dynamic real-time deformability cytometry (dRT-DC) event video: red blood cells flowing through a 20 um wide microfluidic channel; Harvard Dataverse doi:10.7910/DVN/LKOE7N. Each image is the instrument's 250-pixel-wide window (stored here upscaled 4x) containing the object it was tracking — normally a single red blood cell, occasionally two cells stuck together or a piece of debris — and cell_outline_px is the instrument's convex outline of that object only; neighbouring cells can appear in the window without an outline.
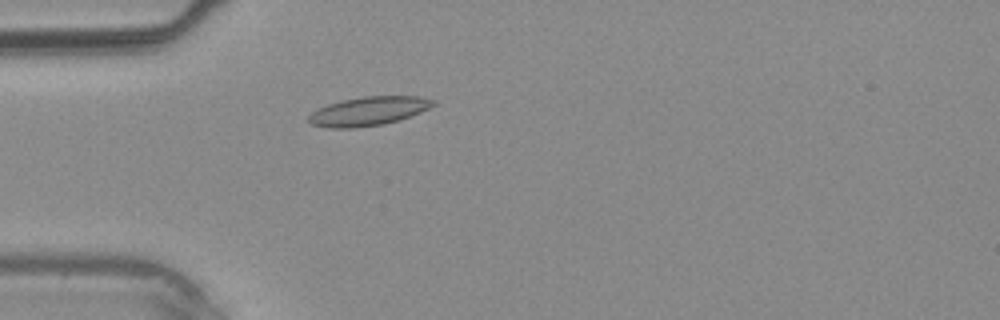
{"species": "common noctule bat (a hibernating species)", "species_latin": "Nyctalus noctula", "temperature_condition": "warm", "stored_images_in_passage": 3, "camera_frame_rate_fps": 3000, "um_per_image_px": 0.085, "animal": {"sex": "male", "body_mass_g": 20.4}, "frame": {"image": 1, "passage_image": 3, "time_ms": 2.333, "image_size_px": [1000, 320], "cell_outline_px": [[436, 104], [420, 112], [400, 120], [384, 124], [356, 128], [328, 128], [312, 124], [308, 120], [308, 116], [312, 112], [328, 104], [344, 100], [364, 96], [420, 96], [436, 100]], "centroid_in_image_um": [31.35, 9.45], "position_along_channel_um": 53.7, "area_um2": 20.92}}